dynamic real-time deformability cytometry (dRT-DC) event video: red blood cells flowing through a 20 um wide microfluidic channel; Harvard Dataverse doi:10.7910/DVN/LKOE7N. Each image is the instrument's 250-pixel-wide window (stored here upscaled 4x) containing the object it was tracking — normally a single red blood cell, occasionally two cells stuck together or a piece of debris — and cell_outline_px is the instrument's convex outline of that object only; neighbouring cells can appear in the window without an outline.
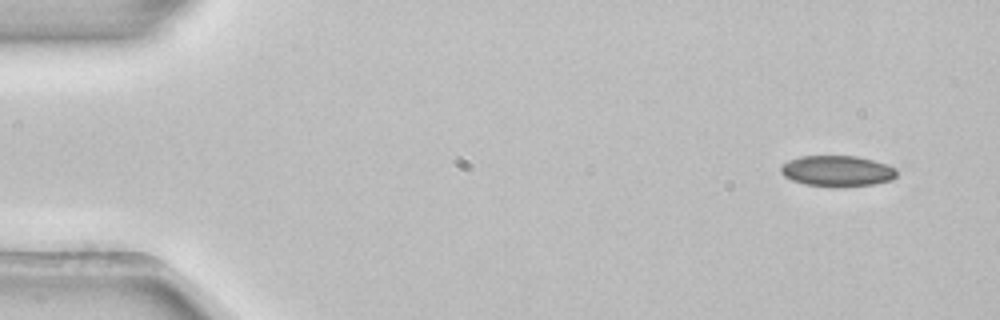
{"species": "common noctule bat (a hibernating species)", "species_latin": "Nyctalus noctula", "temperature_condition": "room temperature", "stored_images_in_passage": 5, "segment_of_instrument_passage": [1, 2], "camera_frame_rate_fps": 3000, "um_per_image_px": 0.085, "animal": {"sex": "female", "body_mass_g": 22.7, "forearm_length_mm": 54.2}, "frame": {"image": 1, "passage_image": 1, "time_ms": 0.0, "image_size_px": [1000, 320], "cell_outline_px": [[896, 176], [892, 180], [872, 184], [804, 184], [792, 180], [784, 176], [780, 172], [780, 168], [788, 160], [800, 156], [856, 156], [872, 160], [896, 168]], "centroid_in_image_um": [71.13, 14.49], "position_along_channel_um": 13.9, "area_um2": 19.94}}
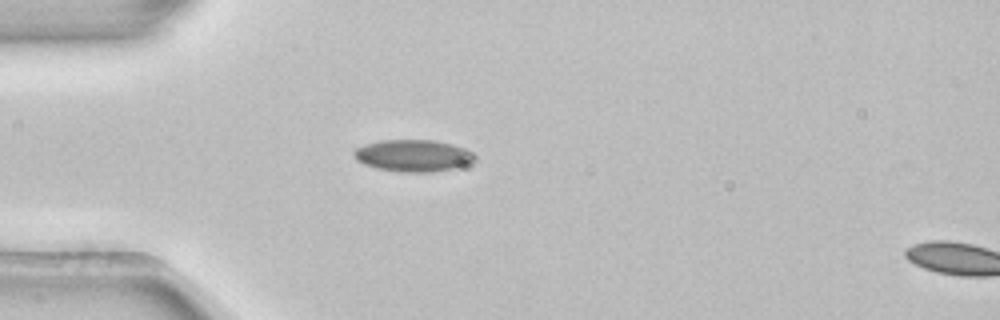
{"frame": {"image": 2, "passage_image": 4, "time_ms": 1.0, "image_size_px": [1000, 320], "cell_outline_px": [[476, 160], [472, 164], [456, 168], [432, 172], [400, 172], [380, 168], [364, 164], [356, 160], [352, 152], [356, 148], [364, 144], [380, 140], [436, 140], [452, 144], [464, 148], [472, 152], [476, 156]], "centroid_in_image_um": [35.16, 13.23], "position_along_channel_um": 49.8, "area_um2": 22.72}}